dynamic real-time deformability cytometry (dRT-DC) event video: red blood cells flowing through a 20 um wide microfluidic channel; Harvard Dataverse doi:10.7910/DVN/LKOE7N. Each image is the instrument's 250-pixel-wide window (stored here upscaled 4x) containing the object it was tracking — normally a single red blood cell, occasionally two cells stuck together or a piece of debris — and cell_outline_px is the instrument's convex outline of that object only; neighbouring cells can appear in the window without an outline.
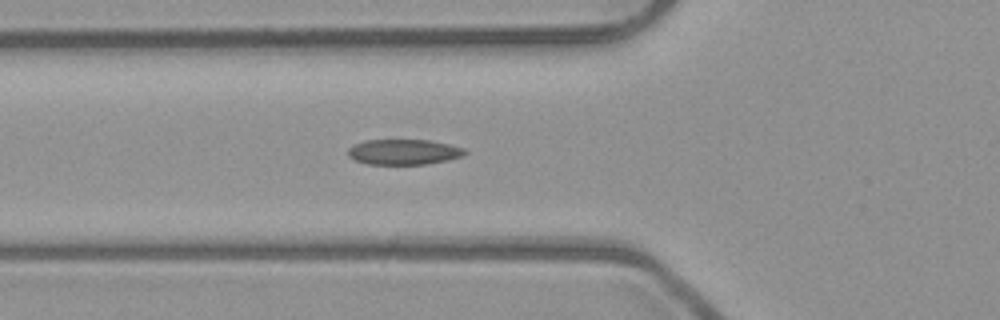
{"species": "common noctule bat (a hibernating species)", "species_latin": "Nyctalus noctula", "temperature_condition": "room temperature", "stored_images_in_passage": 30, "camera_frame_rate_fps": 3000, "um_per_image_px": 0.085, "animal": {"sex": "male", "body_mass_g": 23.1, "forearm_length_mm": 52.7}, "frame": {"image": 1, "passage_image": 2, "time_ms": 0.333, "image_size_px": [1000, 320], "cell_outline_px": [[468, 152], [464, 156], [448, 160], [424, 164], [368, 164], [356, 160], [348, 156], [348, 148], [352, 144], [364, 140], [428, 140], [448, 144], [464, 148]], "centroid_in_image_um": [34.31, 12.91], "position_along_channel_um": 91.5, "area_um2": 17.34}}
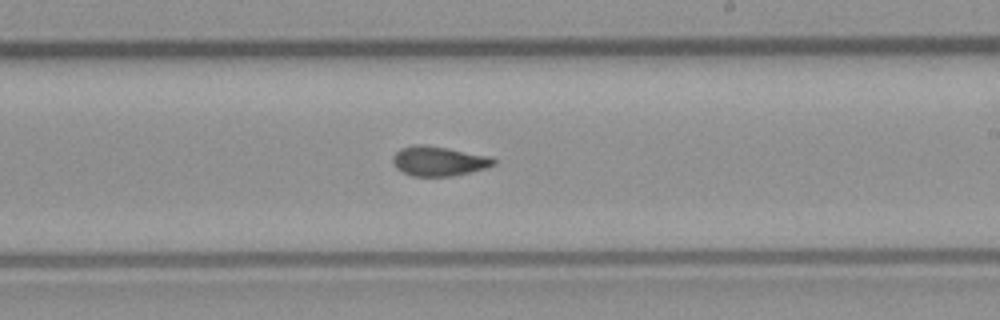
{"frame": {"image": 2, "passage_image": 14, "time_ms": 4.333, "image_size_px": [1000, 320], "cell_outline_px": [[496, 164], [484, 168], [452, 176], [412, 176], [396, 168], [392, 160], [392, 156], [400, 148], [416, 144], [420, 144], [448, 148], [488, 156], [496, 160]], "centroid_in_image_um": [37.25, 13.69], "position_along_channel_um": 251.7, "area_um2": 17.22}}
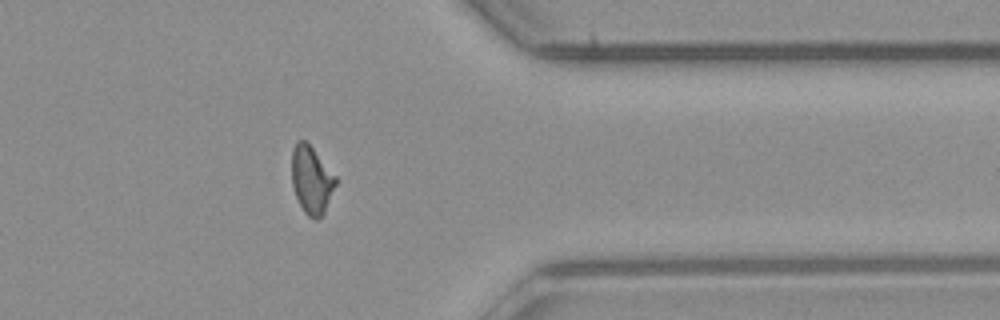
{"frame": {"image": 3, "passage_image": 25, "time_ms": 8.0, "image_size_px": [1000, 320], "cell_outline_px": [[336, 184], [324, 212], [316, 220], [308, 216], [304, 212], [296, 196], [292, 184], [292, 148], [296, 140], [304, 140], [312, 148], [336, 176]], "centroid_in_image_um": [26.46, 15.28], "position_along_channel_um": 384.9, "area_um2": 17.05}}